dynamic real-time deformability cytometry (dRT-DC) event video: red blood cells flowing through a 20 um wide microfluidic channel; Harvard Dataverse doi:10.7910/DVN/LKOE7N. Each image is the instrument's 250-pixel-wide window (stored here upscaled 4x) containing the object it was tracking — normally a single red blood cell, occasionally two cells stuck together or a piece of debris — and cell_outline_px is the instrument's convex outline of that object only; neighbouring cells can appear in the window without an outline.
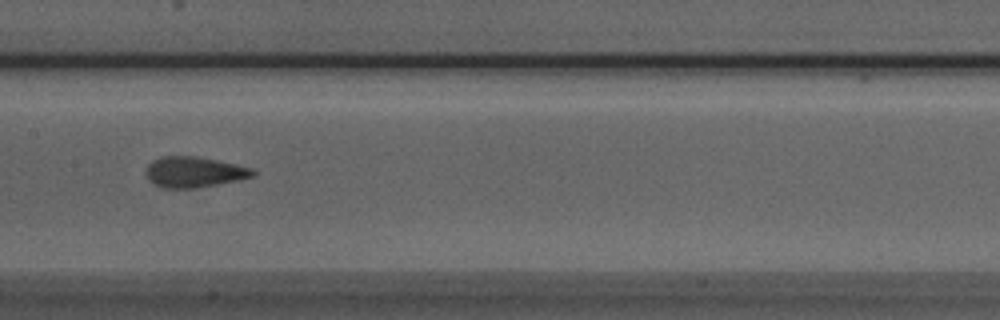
{"species": "Egyptian fruit bat (a non-hibernating species)", "species_latin": "Rousettus aegyptiacus", "temperature_condition": "room temperature", "stored_images_in_passage": 6, "camera_frame_rate_fps": 3000, "um_per_image_px": 0.085, "animal": {"sex": "male"}, "frame": {"image": 1, "passage_image": 5, "time_ms": 1.333, "image_size_px": [1000, 320], "cell_outline_px": [[256, 176], [240, 180], [192, 188], [160, 188], [152, 184], [148, 180], [144, 172], [148, 164], [152, 160], [160, 156], [196, 156], [256, 168]], "centroid_in_image_um": [16.49, 14.62], "position_along_channel_um": 190.9, "area_um2": 19.48}}
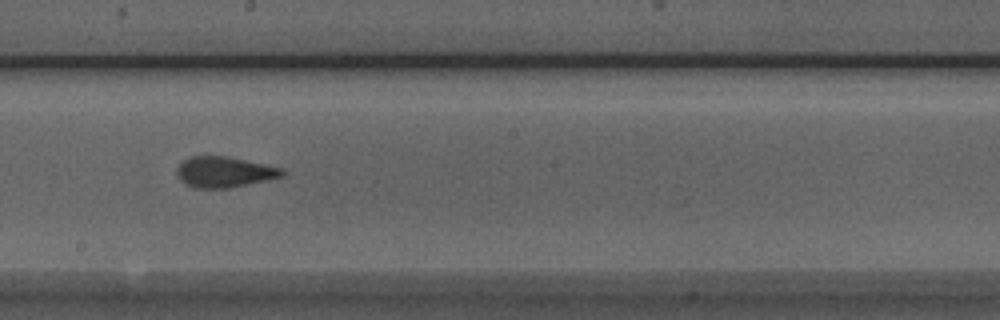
{"frame": {"image": 2, "passage_image": 6, "time_ms": 1.667, "image_size_px": [1000, 320], "cell_outline_px": [[284, 176], [228, 188], [192, 188], [180, 180], [176, 172], [176, 168], [188, 156], [228, 156], [284, 168]], "centroid_in_image_um": [19.05, 14.61], "position_along_channel_um": 229.2, "area_um2": 18.9}}